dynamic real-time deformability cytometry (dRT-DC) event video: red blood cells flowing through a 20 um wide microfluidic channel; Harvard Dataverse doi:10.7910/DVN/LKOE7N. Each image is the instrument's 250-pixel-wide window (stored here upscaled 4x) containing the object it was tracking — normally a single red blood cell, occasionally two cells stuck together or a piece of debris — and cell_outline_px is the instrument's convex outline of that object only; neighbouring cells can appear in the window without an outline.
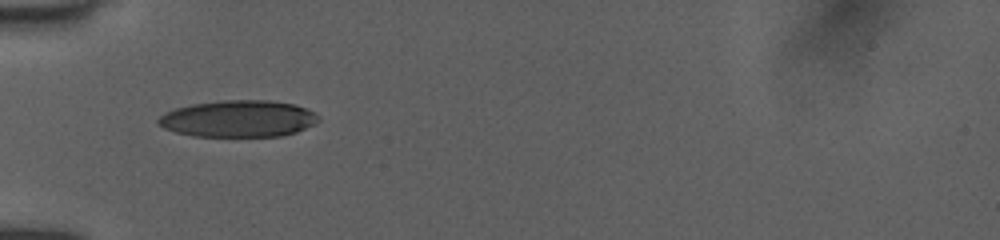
{"species": "human", "species_latin": "Homo sapiens", "temperature_condition": "room temperature", "stored_images_in_passage": 18, "camera_frame_rate_fps": 3000, "um_per_image_px": 0.085, "donor": {"sex": "female"}, "frame": {"image": 1, "passage_image": 1, "time_ms": 0.0, "image_size_px": [1000, 240], "cell_outline_px": [[320, 120], [296, 132], [280, 136], [192, 136], [176, 132], [164, 128], [156, 120], [160, 116], [176, 108], [192, 104], [224, 100], [268, 100], [296, 104], [320, 116]], "centroid_in_image_um": [20.27, 10.09], "position_along_channel_um": 64.7, "area_um2": 34.04}}
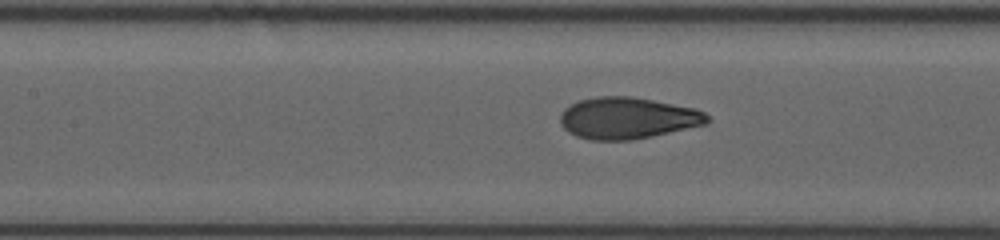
{"frame": {"image": 2, "passage_image": 11, "time_ms": 2.333, "image_size_px": [1000, 240], "cell_outline_px": [[712, 120], [708, 124], [652, 136], [632, 140], [592, 140], [576, 136], [568, 132], [560, 124], [560, 112], [564, 108], [580, 100], [596, 96], [632, 96], [692, 108], [704, 112]], "centroid_in_image_um": [53.33, 10.04], "position_along_channel_um": 154.1, "area_um2": 35.66}}
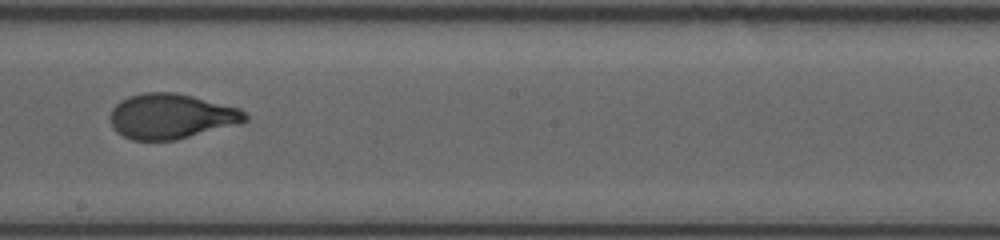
{"frame": {"image": 3, "passage_image": 16, "time_ms": 4.333, "image_size_px": [1000, 240], "cell_outline_px": [[248, 120], [240, 124], [176, 140], [132, 140], [116, 132], [108, 116], [112, 108], [120, 100], [128, 96], [144, 92], [176, 92], [240, 108], [248, 116]], "centroid_in_image_um": [14.54, 9.88], "position_along_channel_um": 233.7, "area_um2": 35.72}}